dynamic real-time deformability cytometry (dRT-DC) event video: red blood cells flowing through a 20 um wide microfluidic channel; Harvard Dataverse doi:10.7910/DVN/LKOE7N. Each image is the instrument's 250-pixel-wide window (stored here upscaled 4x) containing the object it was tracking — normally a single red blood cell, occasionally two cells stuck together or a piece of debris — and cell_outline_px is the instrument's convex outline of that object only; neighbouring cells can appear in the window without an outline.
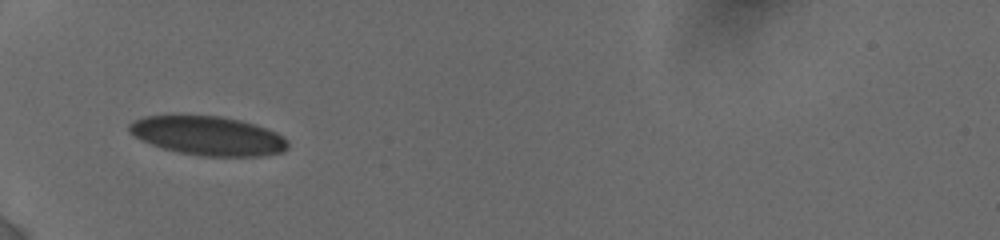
{"species": "human", "species_latin": "Homo sapiens", "temperature_condition": "cold", "stored_images_in_passage": 37, "camera_frame_rate_fps": 3000, "um_per_image_px": 0.085, "donor": {"sex": "female"}, "frame": {"image": 1, "passage_image": 1, "time_ms": 0.0, "image_size_px": [1000, 240], "cell_outline_px": [[288, 148], [284, 152], [260, 156], [200, 156], [180, 152], [164, 148], [152, 144], [136, 136], [128, 128], [128, 124], [132, 120], [144, 116], [172, 112], [220, 116], [240, 120], [276, 132], [284, 136], [288, 140]], "centroid_in_image_um": [17.65, 11.49], "position_along_channel_um": 67.4, "area_um2": 36.82}}
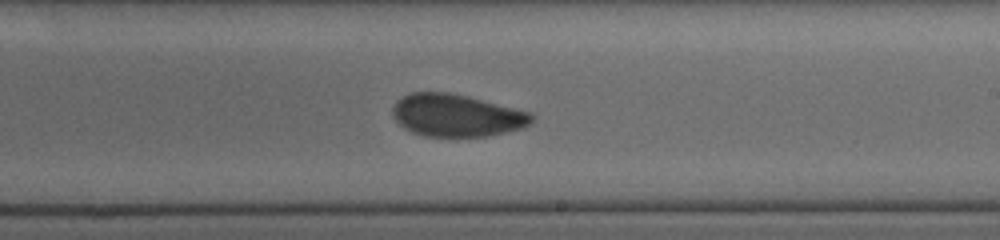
{"frame": {"image": 2, "passage_image": 20, "time_ms": 5.0, "image_size_px": [1000, 240], "cell_outline_px": [[536, 116], [524, 128], [508, 132], [488, 136], [424, 136], [412, 132], [404, 128], [392, 116], [392, 108], [396, 100], [408, 92], [448, 92], [468, 96], [532, 112]], "centroid_in_image_um": [38.81, 9.8], "position_along_channel_um": 250.2, "area_um2": 34.68}}
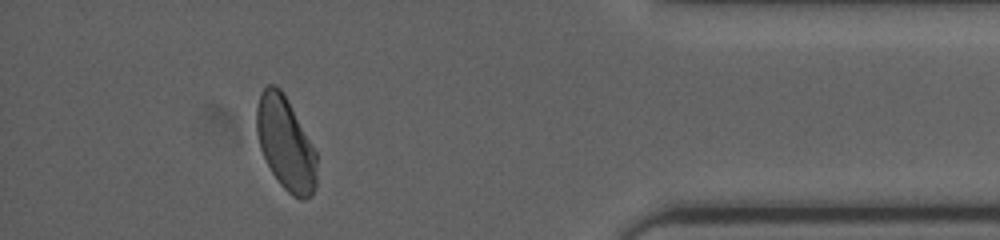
{"frame": {"image": 3, "passage_image": 33, "time_ms": 10.0, "image_size_px": [1000, 240], "cell_outline_px": [[316, 188], [312, 196], [304, 200], [300, 200], [292, 196], [280, 184], [272, 172], [260, 148], [256, 132], [256, 108], [260, 92], [268, 84], [272, 84], [280, 88], [284, 92], [316, 152]], "centroid_in_image_um": [24.27, 12.2], "position_along_channel_um": 410.9, "area_um2": 32.71}, "authors_computed_cell_mechanics": {"area_um2": 35.4314, "velocity_mm_per_s": 3.8382, "shape_relaxation_time_tau1_ms": 5.137, "shape_relaxation_time_tau2_ms": 1.5582, "deformation_change_tau1": 0.1303, "deformation_change_tau2": 0.0543}}